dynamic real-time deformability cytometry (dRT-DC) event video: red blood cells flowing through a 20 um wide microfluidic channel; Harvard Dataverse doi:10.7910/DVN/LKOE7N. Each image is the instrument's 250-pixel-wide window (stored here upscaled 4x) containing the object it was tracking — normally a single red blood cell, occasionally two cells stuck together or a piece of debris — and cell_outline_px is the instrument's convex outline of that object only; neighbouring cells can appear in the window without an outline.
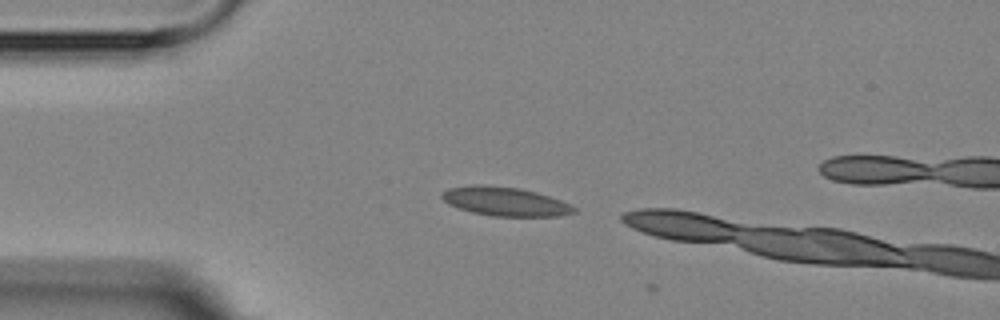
{"species": "Egyptian fruit bat (a non-hibernating species)", "species_latin": "Rousettus aegyptiacus", "temperature_condition": "room temperature", "stored_images_in_passage": 2, "camera_frame_rate_fps": 3000, "um_per_image_px": 0.085, "animal": {"sex": "female"}, "frame": {"image": 1, "passage_image": 1, "time_ms": 0.0, "image_size_px": [1000, 320], "cell_outline_px": [[576, 212], [560, 216], [492, 216], [472, 212], [448, 204], [440, 196], [440, 192], [448, 188], [476, 184], [480, 184], [520, 188], [536, 192], [560, 200], [576, 208]], "centroid_in_image_um": [42.9, 17.12], "position_along_channel_um": 42.1, "area_um2": 22.2}}